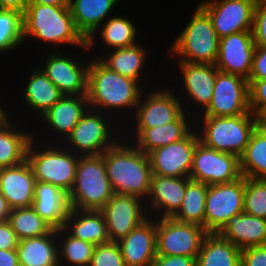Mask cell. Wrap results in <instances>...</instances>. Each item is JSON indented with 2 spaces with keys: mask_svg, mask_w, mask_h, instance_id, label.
Listing matches in <instances>:
<instances>
[{
  "mask_svg": "<svg viewBox=\"0 0 266 266\" xmlns=\"http://www.w3.org/2000/svg\"><path fill=\"white\" fill-rule=\"evenodd\" d=\"M141 87L136 80L110 70L98 58L90 59L87 82L89 109L105 114L114 110L113 113L122 109L135 110L144 91Z\"/></svg>",
  "mask_w": 266,
  "mask_h": 266,
  "instance_id": "1",
  "label": "cell"
},
{
  "mask_svg": "<svg viewBox=\"0 0 266 266\" xmlns=\"http://www.w3.org/2000/svg\"><path fill=\"white\" fill-rule=\"evenodd\" d=\"M127 141L125 144L119 139L102 154L106 172L114 193L136 196L145 201L152 177L149 157Z\"/></svg>",
  "mask_w": 266,
  "mask_h": 266,
  "instance_id": "2",
  "label": "cell"
},
{
  "mask_svg": "<svg viewBox=\"0 0 266 266\" xmlns=\"http://www.w3.org/2000/svg\"><path fill=\"white\" fill-rule=\"evenodd\" d=\"M32 37L53 47L74 46L88 51L87 40L78 31L69 7L28 4L23 13V41Z\"/></svg>",
  "mask_w": 266,
  "mask_h": 266,
  "instance_id": "3",
  "label": "cell"
},
{
  "mask_svg": "<svg viewBox=\"0 0 266 266\" xmlns=\"http://www.w3.org/2000/svg\"><path fill=\"white\" fill-rule=\"evenodd\" d=\"M35 139L36 137L29 143L26 161L36 181L51 183L69 194L74 184L80 155L66 149L63 144L47 140L52 144L45 142L43 145L38 144Z\"/></svg>",
  "mask_w": 266,
  "mask_h": 266,
  "instance_id": "4",
  "label": "cell"
},
{
  "mask_svg": "<svg viewBox=\"0 0 266 266\" xmlns=\"http://www.w3.org/2000/svg\"><path fill=\"white\" fill-rule=\"evenodd\" d=\"M201 117H197L198 123L195 125L199 129L200 142L209 148L238 157L244 152L251 134L259 125V117L252 112L232 117Z\"/></svg>",
  "mask_w": 266,
  "mask_h": 266,
  "instance_id": "5",
  "label": "cell"
},
{
  "mask_svg": "<svg viewBox=\"0 0 266 266\" xmlns=\"http://www.w3.org/2000/svg\"><path fill=\"white\" fill-rule=\"evenodd\" d=\"M189 23L168 49L179 61L215 64L219 52V37L208 14L198 5Z\"/></svg>",
  "mask_w": 266,
  "mask_h": 266,
  "instance_id": "6",
  "label": "cell"
},
{
  "mask_svg": "<svg viewBox=\"0 0 266 266\" xmlns=\"http://www.w3.org/2000/svg\"><path fill=\"white\" fill-rule=\"evenodd\" d=\"M113 194L102 154L79 156L74 184L68 194L70 208L101 210Z\"/></svg>",
  "mask_w": 266,
  "mask_h": 266,
  "instance_id": "7",
  "label": "cell"
},
{
  "mask_svg": "<svg viewBox=\"0 0 266 266\" xmlns=\"http://www.w3.org/2000/svg\"><path fill=\"white\" fill-rule=\"evenodd\" d=\"M110 115L112 114H103L100 111L88 109L70 135L60 144H64L66 149L80 156L103 154L119 141L120 136L114 130L121 129L117 127L113 129L114 126L110 121L114 117Z\"/></svg>",
  "mask_w": 266,
  "mask_h": 266,
  "instance_id": "8",
  "label": "cell"
},
{
  "mask_svg": "<svg viewBox=\"0 0 266 266\" xmlns=\"http://www.w3.org/2000/svg\"><path fill=\"white\" fill-rule=\"evenodd\" d=\"M245 177L208 186L205 202V230L218 233L226 222L244 212Z\"/></svg>",
  "mask_w": 266,
  "mask_h": 266,
  "instance_id": "9",
  "label": "cell"
},
{
  "mask_svg": "<svg viewBox=\"0 0 266 266\" xmlns=\"http://www.w3.org/2000/svg\"><path fill=\"white\" fill-rule=\"evenodd\" d=\"M207 234L199 225L156 218L157 255L197 257Z\"/></svg>",
  "mask_w": 266,
  "mask_h": 266,
  "instance_id": "10",
  "label": "cell"
},
{
  "mask_svg": "<svg viewBox=\"0 0 266 266\" xmlns=\"http://www.w3.org/2000/svg\"><path fill=\"white\" fill-rule=\"evenodd\" d=\"M242 177L239 157L198 142L189 178L209 185L230 183Z\"/></svg>",
  "mask_w": 266,
  "mask_h": 266,
  "instance_id": "11",
  "label": "cell"
},
{
  "mask_svg": "<svg viewBox=\"0 0 266 266\" xmlns=\"http://www.w3.org/2000/svg\"><path fill=\"white\" fill-rule=\"evenodd\" d=\"M250 112L248 80L219 71L212 100L201 116L232 117Z\"/></svg>",
  "mask_w": 266,
  "mask_h": 266,
  "instance_id": "12",
  "label": "cell"
},
{
  "mask_svg": "<svg viewBox=\"0 0 266 266\" xmlns=\"http://www.w3.org/2000/svg\"><path fill=\"white\" fill-rule=\"evenodd\" d=\"M257 0H204L199 6L210 17L219 38L253 30Z\"/></svg>",
  "mask_w": 266,
  "mask_h": 266,
  "instance_id": "13",
  "label": "cell"
},
{
  "mask_svg": "<svg viewBox=\"0 0 266 266\" xmlns=\"http://www.w3.org/2000/svg\"><path fill=\"white\" fill-rule=\"evenodd\" d=\"M110 241L119 242L149 218L145 201L139 197L114 193L100 210Z\"/></svg>",
  "mask_w": 266,
  "mask_h": 266,
  "instance_id": "14",
  "label": "cell"
},
{
  "mask_svg": "<svg viewBox=\"0 0 266 266\" xmlns=\"http://www.w3.org/2000/svg\"><path fill=\"white\" fill-rule=\"evenodd\" d=\"M68 53L56 51L46 55L45 64L39 67L63 95L87 94L90 61L77 59ZM76 58V59H75ZM79 60V61H78ZM85 62V63H84Z\"/></svg>",
  "mask_w": 266,
  "mask_h": 266,
  "instance_id": "15",
  "label": "cell"
},
{
  "mask_svg": "<svg viewBox=\"0 0 266 266\" xmlns=\"http://www.w3.org/2000/svg\"><path fill=\"white\" fill-rule=\"evenodd\" d=\"M200 141L194 129L183 139L158 147L147 155L152 175L189 177L197 143Z\"/></svg>",
  "mask_w": 266,
  "mask_h": 266,
  "instance_id": "16",
  "label": "cell"
},
{
  "mask_svg": "<svg viewBox=\"0 0 266 266\" xmlns=\"http://www.w3.org/2000/svg\"><path fill=\"white\" fill-rule=\"evenodd\" d=\"M167 88L147 92L145 96V91L142 92L133 114L135 128L162 126L175 121L184 112L182 97Z\"/></svg>",
  "mask_w": 266,
  "mask_h": 266,
  "instance_id": "17",
  "label": "cell"
},
{
  "mask_svg": "<svg viewBox=\"0 0 266 266\" xmlns=\"http://www.w3.org/2000/svg\"><path fill=\"white\" fill-rule=\"evenodd\" d=\"M256 44L252 31L234 33L219 39V52L215 63L224 73L249 79Z\"/></svg>",
  "mask_w": 266,
  "mask_h": 266,
  "instance_id": "18",
  "label": "cell"
},
{
  "mask_svg": "<svg viewBox=\"0 0 266 266\" xmlns=\"http://www.w3.org/2000/svg\"><path fill=\"white\" fill-rule=\"evenodd\" d=\"M190 181L189 177L152 175L150 191L145 200L149 217L171 218L179 210Z\"/></svg>",
  "mask_w": 266,
  "mask_h": 266,
  "instance_id": "19",
  "label": "cell"
},
{
  "mask_svg": "<svg viewBox=\"0 0 266 266\" xmlns=\"http://www.w3.org/2000/svg\"><path fill=\"white\" fill-rule=\"evenodd\" d=\"M178 69L180 70L182 80H183V88L184 92L188 97H185L187 104H184L182 101V105L184 111L189 113L188 108H185L190 104L194 109V104L200 106V111H203L210 104L213 97V89L215 86L216 76L219 70L215 66V64H199V63H188L183 61H178ZM188 98V99H187ZM192 102H191V101ZM186 109V110H185Z\"/></svg>",
  "mask_w": 266,
  "mask_h": 266,
  "instance_id": "20",
  "label": "cell"
},
{
  "mask_svg": "<svg viewBox=\"0 0 266 266\" xmlns=\"http://www.w3.org/2000/svg\"><path fill=\"white\" fill-rule=\"evenodd\" d=\"M88 109L87 94L63 95L58 102L39 118V121L42 120L43 123L47 124L45 126L50 128L47 130H50L49 136L50 133H52L51 137H53L52 135H57L54 138L58 140L56 141L55 139L54 141L56 144H60L70 135Z\"/></svg>",
  "mask_w": 266,
  "mask_h": 266,
  "instance_id": "21",
  "label": "cell"
},
{
  "mask_svg": "<svg viewBox=\"0 0 266 266\" xmlns=\"http://www.w3.org/2000/svg\"><path fill=\"white\" fill-rule=\"evenodd\" d=\"M118 244L125 266H152L157 255L156 218H147Z\"/></svg>",
  "mask_w": 266,
  "mask_h": 266,
  "instance_id": "22",
  "label": "cell"
},
{
  "mask_svg": "<svg viewBox=\"0 0 266 266\" xmlns=\"http://www.w3.org/2000/svg\"><path fill=\"white\" fill-rule=\"evenodd\" d=\"M192 114L190 115L184 111L171 123L153 128H134L135 131L133 132H136V136L132 140L135 143L132 140L131 142L144 154H148L158 147L177 142L186 137L193 129L196 130L194 127L196 123L195 121L197 120L193 118L197 113L195 112L194 114L192 111ZM192 124H194V126Z\"/></svg>",
  "mask_w": 266,
  "mask_h": 266,
  "instance_id": "23",
  "label": "cell"
},
{
  "mask_svg": "<svg viewBox=\"0 0 266 266\" xmlns=\"http://www.w3.org/2000/svg\"><path fill=\"white\" fill-rule=\"evenodd\" d=\"M36 179L29 163L0 169V192L10 209L30 207L34 200Z\"/></svg>",
  "mask_w": 266,
  "mask_h": 266,
  "instance_id": "24",
  "label": "cell"
},
{
  "mask_svg": "<svg viewBox=\"0 0 266 266\" xmlns=\"http://www.w3.org/2000/svg\"><path fill=\"white\" fill-rule=\"evenodd\" d=\"M120 0H70L69 9L78 31L87 40L88 49L96 45L95 35L111 17V11ZM108 14V15H107ZM110 14V17H108ZM105 20V21H104Z\"/></svg>",
  "mask_w": 266,
  "mask_h": 266,
  "instance_id": "25",
  "label": "cell"
},
{
  "mask_svg": "<svg viewBox=\"0 0 266 266\" xmlns=\"http://www.w3.org/2000/svg\"><path fill=\"white\" fill-rule=\"evenodd\" d=\"M32 207L54 229L63 228L70 210L68 194L51 183L36 181Z\"/></svg>",
  "mask_w": 266,
  "mask_h": 266,
  "instance_id": "26",
  "label": "cell"
},
{
  "mask_svg": "<svg viewBox=\"0 0 266 266\" xmlns=\"http://www.w3.org/2000/svg\"><path fill=\"white\" fill-rule=\"evenodd\" d=\"M217 234L241 250L266 245V219L243 212L232 216Z\"/></svg>",
  "mask_w": 266,
  "mask_h": 266,
  "instance_id": "27",
  "label": "cell"
},
{
  "mask_svg": "<svg viewBox=\"0 0 266 266\" xmlns=\"http://www.w3.org/2000/svg\"><path fill=\"white\" fill-rule=\"evenodd\" d=\"M6 114L0 118V169L17 166L26 160L30 141L34 138L28 130H21V125L13 123ZM19 126V127H18ZM20 128V130L18 129Z\"/></svg>",
  "mask_w": 266,
  "mask_h": 266,
  "instance_id": "28",
  "label": "cell"
},
{
  "mask_svg": "<svg viewBox=\"0 0 266 266\" xmlns=\"http://www.w3.org/2000/svg\"><path fill=\"white\" fill-rule=\"evenodd\" d=\"M63 228L70 235L95 246L110 242L105 219L100 210L70 208Z\"/></svg>",
  "mask_w": 266,
  "mask_h": 266,
  "instance_id": "29",
  "label": "cell"
},
{
  "mask_svg": "<svg viewBox=\"0 0 266 266\" xmlns=\"http://www.w3.org/2000/svg\"><path fill=\"white\" fill-rule=\"evenodd\" d=\"M19 266H59L57 229L18 241Z\"/></svg>",
  "mask_w": 266,
  "mask_h": 266,
  "instance_id": "30",
  "label": "cell"
},
{
  "mask_svg": "<svg viewBox=\"0 0 266 266\" xmlns=\"http://www.w3.org/2000/svg\"><path fill=\"white\" fill-rule=\"evenodd\" d=\"M29 77L23 89V101L27 109L29 107V111L34 110L33 113L41 117L62 98L63 94L39 66L34 67Z\"/></svg>",
  "mask_w": 266,
  "mask_h": 266,
  "instance_id": "31",
  "label": "cell"
},
{
  "mask_svg": "<svg viewBox=\"0 0 266 266\" xmlns=\"http://www.w3.org/2000/svg\"><path fill=\"white\" fill-rule=\"evenodd\" d=\"M112 51V52H111ZM109 51L101 57L97 56L105 66L110 70L119 73L125 77L136 80L141 86L142 81V72H144L146 65V60L149 55H147V50L145 47H142V44L136 43L130 47L118 48ZM145 64V65H144Z\"/></svg>",
  "mask_w": 266,
  "mask_h": 266,
  "instance_id": "32",
  "label": "cell"
},
{
  "mask_svg": "<svg viewBox=\"0 0 266 266\" xmlns=\"http://www.w3.org/2000/svg\"><path fill=\"white\" fill-rule=\"evenodd\" d=\"M196 266H241V249L217 233H208L196 257Z\"/></svg>",
  "mask_w": 266,
  "mask_h": 266,
  "instance_id": "33",
  "label": "cell"
},
{
  "mask_svg": "<svg viewBox=\"0 0 266 266\" xmlns=\"http://www.w3.org/2000/svg\"><path fill=\"white\" fill-rule=\"evenodd\" d=\"M239 160L242 176L266 179V129L256 127Z\"/></svg>",
  "mask_w": 266,
  "mask_h": 266,
  "instance_id": "34",
  "label": "cell"
},
{
  "mask_svg": "<svg viewBox=\"0 0 266 266\" xmlns=\"http://www.w3.org/2000/svg\"><path fill=\"white\" fill-rule=\"evenodd\" d=\"M208 185L191 180L179 210L171 217L182 223L195 224L205 229V202Z\"/></svg>",
  "mask_w": 266,
  "mask_h": 266,
  "instance_id": "35",
  "label": "cell"
},
{
  "mask_svg": "<svg viewBox=\"0 0 266 266\" xmlns=\"http://www.w3.org/2000/svg\"><path fill=\"white\" fill-rule=\"evenodd\" d=\"M59 266H89L94 244L70 235L64 228L57 229Z\"/></svg>",
  "mask_w": 266,
  "mask_h": 266,
  "instance_id": "36",
  "label": "cell"
},
{
  "mask_svg": "<svg viewBox=\"0 0 266 266\" xmlns=\"http://www.w3.org/2000/svg\"><path fill=\"white\" fill-rule=\"evenodd\" d=\"M130 18L118 16L108 18L103 25L100 26L99 38H101L102 46H106L109 50L130 47L138 43L137 27ZM102 27V28H101Z\"/></svg>",
  "mask_w": 266,
  "mask_h": 266,
  "instance_id": "37",
  "label": "cell"
},
{
  "mask_svg": "<svg viewBox=\"0 0 266 266\" xmlns=\"http://www.w3.org/2000/svg\"><path fill=\"white\" fill-rule=\"evenodd\" d=\"M18 240L49 234L54 228L30 207L14 208L8 217Z\"/></svg>",
  "mask_w": 266,
  "mask_h": 266,
  "instance_id": "38",
  "label": "cell"
},
{
  "mask_svg": "<svg viewBox=\"0 0 266 266\" xmlns=\"http://www.w3.org/2000/svg\"><path fill=\"white\" fill-rule=\"evenodd\" d=\"M23 43V13L0 9V53L10 52Z\"/></svg>",
  "mask_w": 266,
  "mask_h": 266,
  "instance_id": "39",
  "label": "cell"
},
{
  "mask_svg": "<svg viewBox=\"0 0 266 266\" xmlns=\"http://www.w3.org/2000/svg\"><path fill=\"white\" fill-rule=\"evenodd\" d=\"M244 212L266 219V179L245 177Z\"/></svg>",
  "mask_w": 266,
  "mask_h": 266,
  "instance_id": "40",
  "label": "cell"
},
{
  "mask_svg": "<svg viewBox=\"0 0 266 266\" xmlns=\"http://www.w3.org/2000/svg\"><path fill=\"white\" fill-rule=\"evenodd\" d=\"M89 266H125L118 242L96 245Z\"/></svg>",
  "mask_w": 266,
  "mask_h": 266,
  "instance_id": "41",
  "label": "cell"
},
{
  "mask_svg": "<svg viewBox=\"0 0 266 266\" xmlns=\"http://www.w3.org/2000/svg\"><path fill=\"white\" fill-rule=\"evenodd\" d=\"M250 111L260 116L266 110V79L248 80Z\"/></svg>",
  "mask_w": 266,
  "mask_h": 266,
  "instance_id": "42",
  "label": "cell"
},
{
  "mask_svg": "<svg viewBox=\"0 0 266 266\" xmlns=\"http://www.w3.org/2000/svg\"><path fill=\"white\" fill-rule=\"evenodd\" d=\"M252 33L255 44L266 47V0L256 2Z\"/></svg>",
  "mask_w": 266,
  "mask_h": 266,
  "instance_id": "43",
  "label": "cell"
},
{
  "mask_svg": "<svg viewBox=\"0 0 266 266\" xmlns=\"http://www.w3.org/2000/svg\"><path fill=\"white\" fill-rule=\"evenodd\" d=\"M241 266H266V245L242 249Z\"/></svg>",
  "mask_w": 266,
  "mask_h": 266,
  "instance_id": "44",
  "label": "cell"
},
{
  "mask_svg": "<svg viewBox=\"0 0 266 266\" xmlns=\"http://www.w3.org/2000/svg\"><path fill=\"white\" fill-rule=\"evenodd\" d=\"M266 79V47L256 45L252 71L248 80Z\"/></svg>",
  "mask_w": 266,
  "mask_h": 266,
  "instance_id": "45",
  "label": "cell"
},
{
  "mask_svg": "<svg viewBox=\"0 0 266 266\" xmlns=\"http://www.w3.org/2000/svg\"><path fill=\"white\" fill-rule=\"evenodd\" d=\"M18 241L19 240L8 220L0 222V249H17Z\"/></svg>",
  "mask_w": 266,
  "mask_h": 266,
  "instance_id": "46",
  "label": "cell"
},
{
  "mask_svg": "<svg viewBox=\"0 0 266 266\" xmlns=\"http://www.w3.org/2000/svg\"><path fill=\"white\" fill-rule=\"evenodd\" d=\"M152 266H196V257L156 255Z\"/></svg>",
  "mask_w": 266,
  "mask_h": 266,
  "instance_id": "47",
  "label": "cell"
},
{
  "mask_svg": "<svg viewBox=\"0 0 266 266\" xmlns=\"http://www.w3.org/2000/svg\"><path fill=\"white\" fill-rule=\"evenodd\" d=\"M0 266H19L17 249H0Z\"/></svg>",
  "mask_w": 266,
  "mask_h": 266,
  "instance_id": "48",
  "label": "cell"
},
{
  "mask_svg": "<svg viewBox=\"0 0 266 266\" xmlns=\"http://www.w3.org/2000/svg\"><path fill=\"white\" fill-rule=\"evenodd\" d=\"M28 4V0H0V9L15 10L24 13Z\"/></svg>",
  "mask_w": 266,
  "mask_h": 266,
  "instance_id": "49",
  "label": "cell"
},
{
  "mask_svg": "<svg viewBox=\"0 0 266 266\" xmlns=\"http://www.w3.org/2000/svg\"><path fill=\"white\" fill-rule=\"evenodd\" d=\"M29 4H45L57 7H69L70 0H28Z\"/></svg>",
  "mask_w": 266,
  "mask_h": 266,
  "instance_id": "50",
  "label": "cell"
},
{
  "mask_svg": "<svg viewBox=\"0 0 266 266\" xmlns=\"http://www.w3.org/2000/svg\"><path fill=\"white\" fill-rule=\"evenodd\" d=\"M10 210L5 197L0 192V222L8 220Z\"/></svg>",
  "mask_w": 266,
  "mask_h": 266,
  "instance_id": "51",
  "label": "cell"
},
{
  "mask_svg": "<svg viewBox=\"0 0 266 266\" xmlns=\"http://www.w3.org/2000/svg\"><path fill=\"white\" fill-rule=\"evenodd\" d=\"M259 125L266 129V110L259 116Z\"/></svg>",
  "mask_w": 266,
  "mask_h": 266,
  "instance_id": "52",
  "label": "cell"
},
{
  "mask_svg": "<svg viewBox=\"0 0 266 266\" xmlns=\"http://www.w3.org/2000/svg\"><path fill=\"white\" fill-rule=\"evenodd\" d=\"M1 105L3 104H0V118L6 114V110H4V107H2Z\"/></svg>",
  "mask_w": 266,
  "mask_h": 266,
  "instance_id": "53",
  "label": "cell"
}]
</instances>
